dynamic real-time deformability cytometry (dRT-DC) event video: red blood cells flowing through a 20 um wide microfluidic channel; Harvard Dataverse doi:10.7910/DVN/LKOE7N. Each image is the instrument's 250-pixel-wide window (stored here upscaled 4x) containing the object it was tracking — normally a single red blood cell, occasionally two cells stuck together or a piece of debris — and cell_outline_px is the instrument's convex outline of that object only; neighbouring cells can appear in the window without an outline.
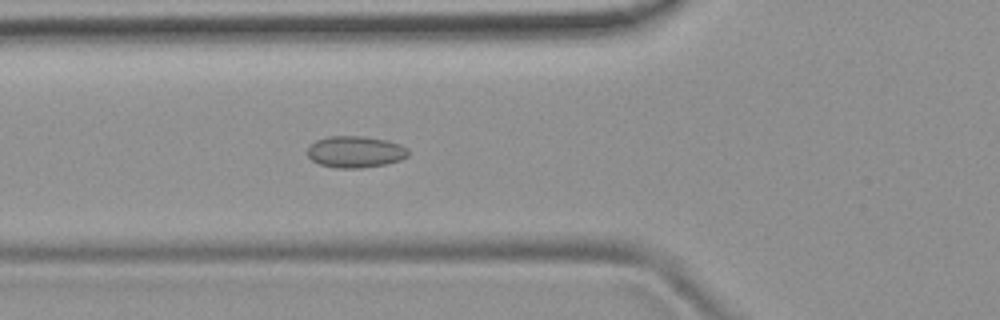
{"species": "common noctule bat (a hibernating species)", "species_latin": "Nyctalus noctula", "temperature_condition": "room temperature", "stored_images_in_passage": 5, "camera_frame_rate_fps": 3000, "um_per_image_px": 0.085, "animal": {"sex": "female", "body_mass_g": 19.9}, "frame": {"image": 1, "passage_image": 5, "time_ms": 4.667, "image_size_px": [1000, 320], "cell_outline_px": [[408, 156], [400, 160], [384, 164], [360, 168], [336, 168], [320, 164], [312, 160], [308, 156], [308, 148], [316, 140], [328, 136], [364, 136], [388, 140], [400, 144], [408, 148]], "centroid_in_image_um": [30.22, 12.9], "position_along_channel_um": 95.6, "area_um2": 18.55}}